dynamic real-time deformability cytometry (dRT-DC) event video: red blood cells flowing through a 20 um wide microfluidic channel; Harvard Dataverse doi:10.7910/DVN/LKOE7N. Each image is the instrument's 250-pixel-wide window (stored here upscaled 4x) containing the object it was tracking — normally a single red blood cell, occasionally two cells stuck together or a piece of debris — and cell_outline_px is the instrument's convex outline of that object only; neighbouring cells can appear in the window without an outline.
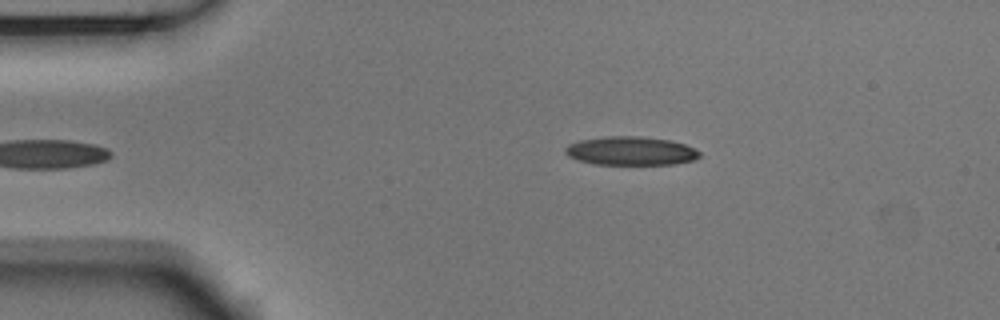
{"species": "Egyptian fruit bat (a non-hibernating species)", "species_latin": "Rousettus aegyptiacus", "temperature_condition": "room temperature", "stored_images_in_passage": 38, "camera_frame_rate_fps": 3000, "um_per_image_px": 0.085, "animal": {"sex": "male"}, "frame": {"image": 1, "passage_image": 1, "time_ms": 0.0, "image_size_px": [1000, 320], "cell_outline_px": [[700, 156], [692, 160], [676, 164], [596, 164], [580, 160], [568, 156], [564, 152], [564, 148], [568, 144], [580, 140], [604, 136], [640, 136], [672, 140], [684, 144], [700, 152]], "centroid_in_image_um": [53.6, 12.81], "position_along_channel_um": 31.4, "area_um2": 22.37}}
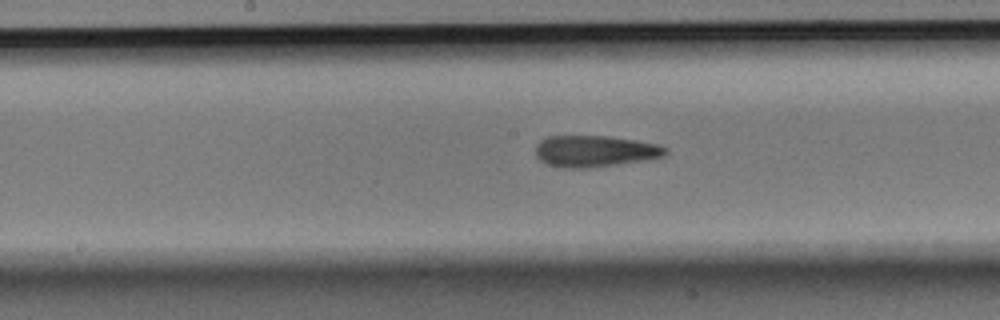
{"frame": {"image": 2, "passage_image": 18, "time_ms": 5.667, "image_size_px": [1000, 320], "cell_outline_px": [[668, 152], [664, 156], [616, 164], [584, 168], [564, 168], [548, 164], [540, 160], [536, 156], [536, 144], [540, 140], [548, 136], [608, 136], [636, 140], [660, 144], [668, 148]], "centroid_in_image_um": [50.56, 12.83], "position_along_channel_um": 197.6, "area_um2": 23.7}}
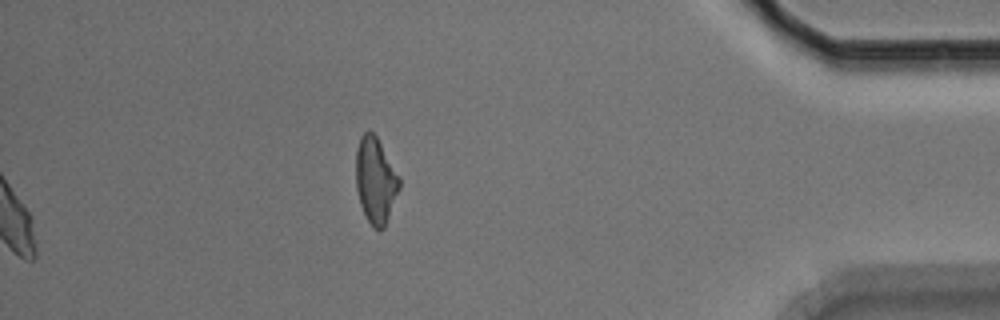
{"frame": {"image": 3, "passage_image": 38, "time_ms": 12.333, "image_size_px": [1000, 320], "cell_outline_px": [[400, 188], [384, 228], [380, 232], [368, 220], [360, 204], [356, 188], [356, 148], [360, 136], [368, 128], [376, 136], [400, 176]], "centroid_in_image_um": [31.92, 15.3], "position_along_channel_um": 403.3, "area_um2": 21.79}, "authors_computed_cell_mechanics": {"area_um2": 23.0911, "velocity_mm_per_s": 3.7321, "shape_relaxation_time_tau1_ms": 7.6048, "shape_relaxation_time_tau2_ms": 3.868, "deformation_change_tau1": 0.1796, "deformation_change_tau2": 0.1436}}